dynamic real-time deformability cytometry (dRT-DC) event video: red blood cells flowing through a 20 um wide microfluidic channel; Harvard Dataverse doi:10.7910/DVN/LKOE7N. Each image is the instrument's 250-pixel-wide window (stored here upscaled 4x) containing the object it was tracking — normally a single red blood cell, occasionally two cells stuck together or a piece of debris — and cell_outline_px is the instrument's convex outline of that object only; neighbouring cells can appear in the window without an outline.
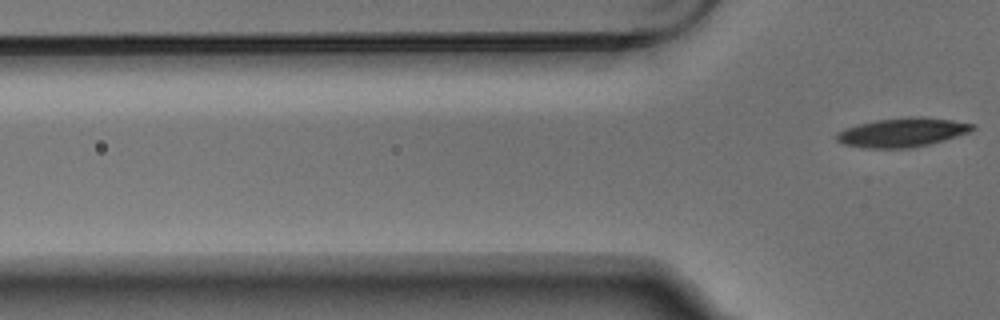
{"species": "Egyptian fruit bat (a non-hibernating species)", "species_latin": "Rousettus aegyptiacus", "temperature_condition": "warm", "stored_images_in_passage": 6, "camera_frame_rate_fps": 3000, "um_per_image_px": 0.085, "animal": {"sex": "male"}, "frame": {"image": 1, "passage_image": 6, "time_ms": 1.667, "image_size_px": [1000, 320], "cell_outline_px": [[976, 128], [968, 132], [932, 144], [912, 148], [864, 148], [844, 144], [836, 140], [836, 132], [844, 128], [876, 120], [912, 116], [920, 116], [952, 120], [972, 124]], "centroid_in_image_um": [76.67, 11.26], "position_along_channel_um": 49.1, "area_um2": 23.0}}